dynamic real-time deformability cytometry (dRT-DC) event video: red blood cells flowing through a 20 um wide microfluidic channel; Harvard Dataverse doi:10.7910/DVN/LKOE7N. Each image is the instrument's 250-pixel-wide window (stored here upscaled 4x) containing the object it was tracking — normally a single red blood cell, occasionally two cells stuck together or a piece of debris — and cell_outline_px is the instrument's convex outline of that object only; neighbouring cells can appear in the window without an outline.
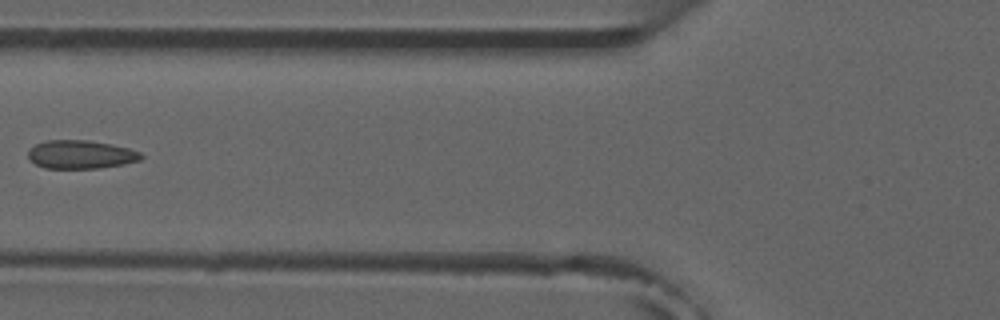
{"species": "common noctule bat (a hibernating species)", "species_latin": "Nyctalus noctula", "temperature_condition": "room temperature", "stored_images_in_passage": 4, "camera_frame_rate_fps": 3000, "um_per_image_px": 0.085, "animal": {"sex": "male", "forearm_length_mm": 52.5}, "frame": {"image": 1, "passage_image": 4, "time_ms": 4.333, "image_size_px": [1000, 320], "cell_outline_px": [[144, 156], [140, 160], [124, 164], [100, 168], [44, 168], [28, 160], [28, 148], [44, 140], [88, 140], [112, 144], [128, 148], [140, 152]], "centroid_in_image_um": [6.84, 13.13], "position_along_channel_um": 119.0, "area_um2": 18.9}}